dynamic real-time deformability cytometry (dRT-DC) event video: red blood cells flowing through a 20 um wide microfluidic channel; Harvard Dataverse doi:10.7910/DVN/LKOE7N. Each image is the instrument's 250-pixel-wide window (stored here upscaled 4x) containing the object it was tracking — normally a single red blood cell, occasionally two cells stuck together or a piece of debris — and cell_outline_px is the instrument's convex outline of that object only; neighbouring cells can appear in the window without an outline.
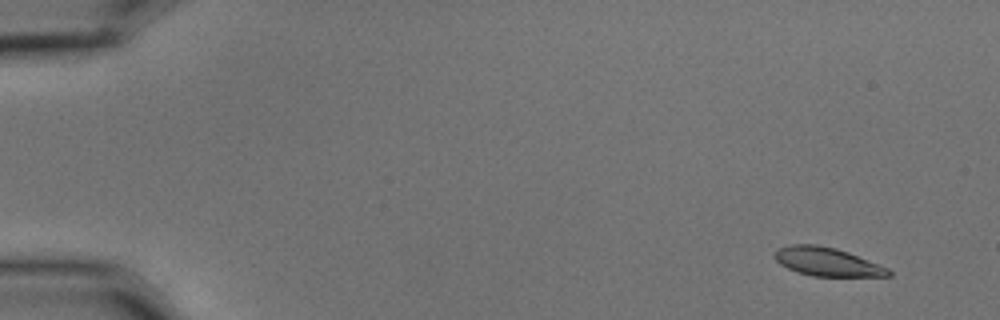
{"species": "common noctule bat (a hibernating species)", "species_latin": "Nyctalus noctula", "temperature_condition": "cold", "stored_images_in_passage": 4, "camera_frame_rate_fps": 3000, "um_per_image_px": 0.085, "animal": {"sex": "male", "body_mass_g": 15.6}, "frame": {"image": 1, "passage_image": 1, "time_ms": 0.0, "image_size_px": [1000, 320], "cell_outline_px": [[892, 276], [812, 276], [796, 272], [780, 264], [776, 260], [776, 248], [792, 244], [816, 244], [836, 248], [848, 252], [888, 268], [892, 272]], "centroid_in_image_um": [70.3, 22.25], "position_along_channel_um": 14.7, "area_um2": 18.84}}